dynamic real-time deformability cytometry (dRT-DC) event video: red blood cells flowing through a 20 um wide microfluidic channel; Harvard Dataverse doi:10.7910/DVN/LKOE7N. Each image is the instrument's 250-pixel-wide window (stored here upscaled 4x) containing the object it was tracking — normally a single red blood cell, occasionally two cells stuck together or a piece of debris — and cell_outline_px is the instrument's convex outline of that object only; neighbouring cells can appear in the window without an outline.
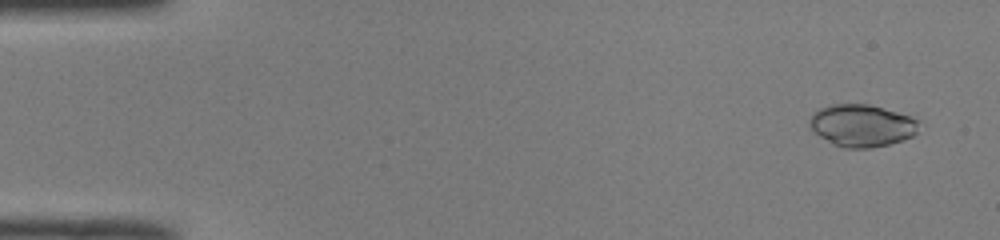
{"species": "common noctule bat (a hibernating species)", "species_latin": "Nyctalus noctula", "temperature_condition": "room temperature", "stored_images_in_passage": 50, "camera_frame_rate_fps": 3000, "um_per_image_px": 0.085, "animal": {"sex": "male", "body_mass_g": 19.0, "forearm_length_mm": 50.8}, "frame": {"image": 1, "passage_image": 3, "time_ms": 0.667, "image_size_px": [1000, 240], "cell_outline_px": [[920, 120], [916, 132], [912, 136], [888, 144], [872, 148], [844, 148], [832, 144], [820, 136], [808, 124], [808, 120], [820, 108], [832, 104], [868, 104], [912, 116]], "centroid_in_image_um": [73.26, 10.67], "position_along_channel_um": 11.7, "area_um2": 26.76}}
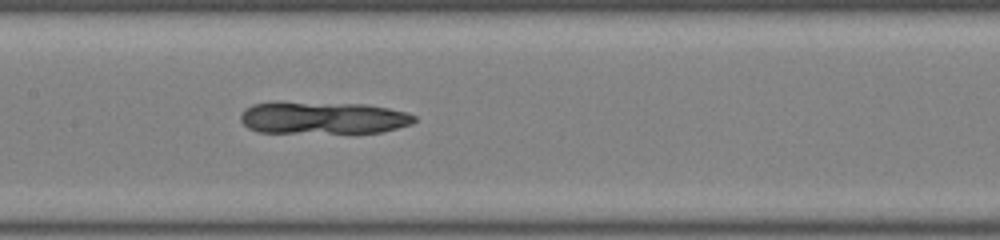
{"frame": {"image": 2, "passage_image": 25, "time_ms": 8.0, "image_size_px": [1000, 240], "cell_outline_px": [[416, 120], [412, 124], [380, 132], [260, 132], [248, 128], [240, 120], [240, 116], [244, 108], [252, 104], [364, 104], [388, 108], [408, 112], [416, 116]], "centroid_in_image_um": [27.51, 10.04], "position_along_channel_um": 179.9, "area_um2": 31.62}}
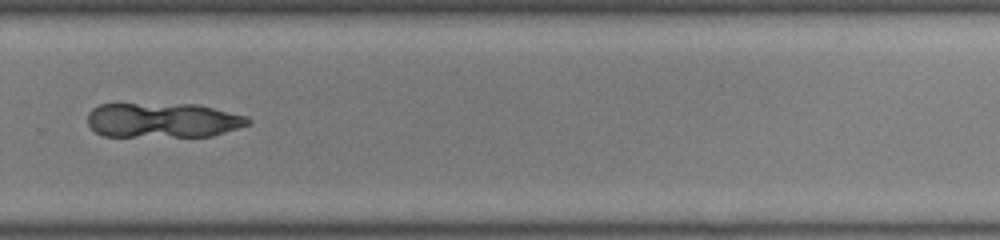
{"frame": {"image": 3, "passage_image": 35, "time_ms": 11.333, "image_size_px": [1000, 240], "cell_outline_px": [[252, 120], [248, 124], [212, 136], [104, 136], [96, 132], [88, 124], [88, 112], [92, 108], [100, 104], [196, 104], [248, 116]], "centroid_in_image_um": [13.83, 10.21], "position_along_channel_um": 316.0, "area_um2": 32.43}}